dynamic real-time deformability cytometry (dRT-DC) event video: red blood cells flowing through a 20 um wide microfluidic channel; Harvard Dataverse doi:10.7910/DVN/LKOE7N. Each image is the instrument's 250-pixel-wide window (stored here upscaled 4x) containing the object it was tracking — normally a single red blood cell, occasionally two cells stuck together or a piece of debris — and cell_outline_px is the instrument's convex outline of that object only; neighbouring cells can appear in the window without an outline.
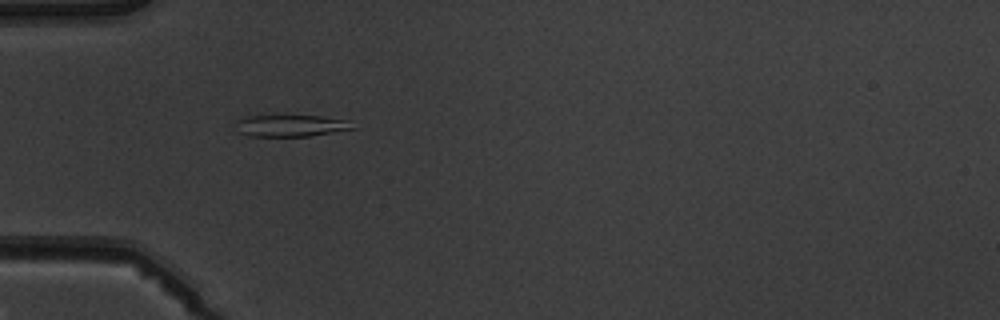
{"species": "common noctule bat (a hibernating species)", "species_latin": "Nyctalus noctula", "temperature_condition": "warm", "stored_images_in_passage": 5, "camera_frame_rate_fps": 3000, "um_per_image_px": 0.085, "animal": {"sex": "male", "body_mass_g": 19.5, "forearm_length_mm": 54.6}, "frame": {"image": 1, "passage_image": 4, "time_ms": 3.667, "image_size_px": [1000, 320], "cell_outline_px": [[360, 128], [308, 136], [248, 136], [236, 132], [236, 120], [240, 116], [320, 116], [348, 120]], "centroid_in_image_um": [24.71, 10.68], "position_along_channel_um": 60.3, "area_um2": 15.09}}
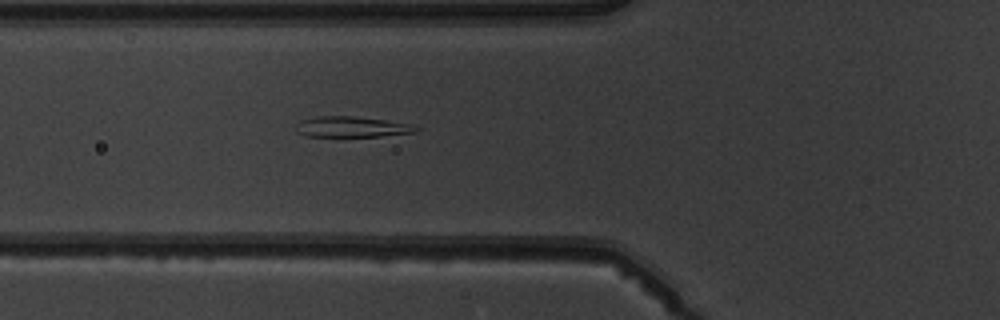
{"frame": {"image": 2, "passage_image": 5, "time_ms": 4.667, "image_size_px": [1000, 320], "cell_outline_px": [[420, 128], [416, 132], [380, 136], [308, 136], [296, 132], [292, 128], [300, 120], [316, 116], [352, 116], [384, 120], [412, 124]], "centroid_in_image_um": [29.84, 10.78], "position_along_channel_um": 96.0, "area_um2": 14.51}}